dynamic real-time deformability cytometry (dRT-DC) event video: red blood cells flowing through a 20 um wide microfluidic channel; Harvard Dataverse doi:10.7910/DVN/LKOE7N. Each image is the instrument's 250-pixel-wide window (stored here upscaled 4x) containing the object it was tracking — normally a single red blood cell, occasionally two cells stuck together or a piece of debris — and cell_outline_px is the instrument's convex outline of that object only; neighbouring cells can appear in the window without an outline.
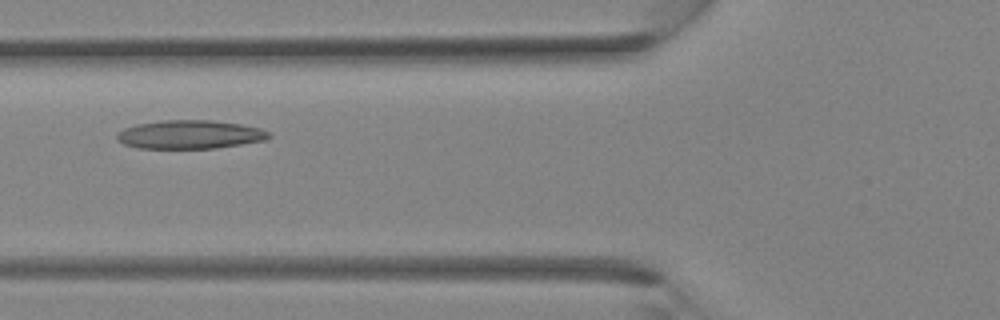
{"species": "Egyptian fruit bat (a non-hibernating species)", "species_latin": "Rousettus aegyptiacus", "temperature_condition": "room temperature", "stored_images_in_passage": 31, "camera_frame_rate_fps": 3000, "um_per_image_px": 0.085, "animal": {"sex": "female"}, "frame": {"image": 1, "passage_image": 10, "time_ms": 3.0, "image_size_px": [1000, 320], "cell_outline_px": [[272, 136], [264, 140], [216, 148], [136, 148], [124, 144], [116, 140], [116, 132], [124, 128], [136, 124], [160, 120], [212, 120], [240, 124], [260, 128], [268, 132]], "centroid_in_image_um": [16.08, 11.43], "position_along_channel_um": 109.7, "area_um2": 25.37}}
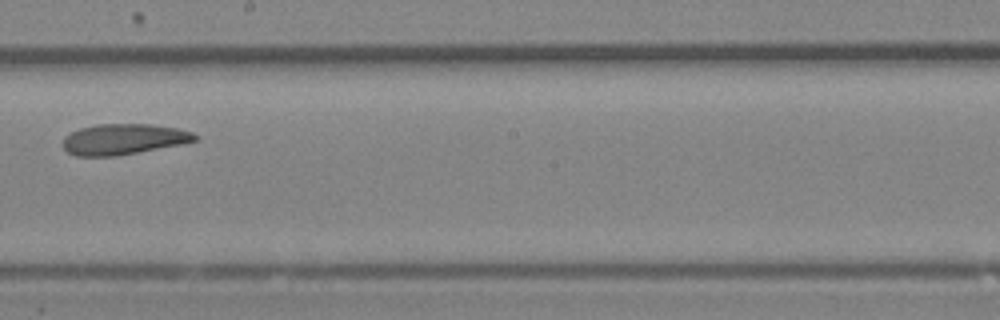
{"frame": {"image": 2, "passage_image": 17, "time_ms": 5.333, "image_size_px": [1000, 320], "cell_outline_px": [[200, 136], [196, 140], [180, 144], [116, 156], [76, 156], [68, 152], [64, 148], [64, 136], [80, 128], [96, 124], [152, 124], [180, 128], [192, 132]], "centroid_in_image_um": [10.52, 11.82], "position_along_channel_um": 237.7, "area_um2": 23.58}}
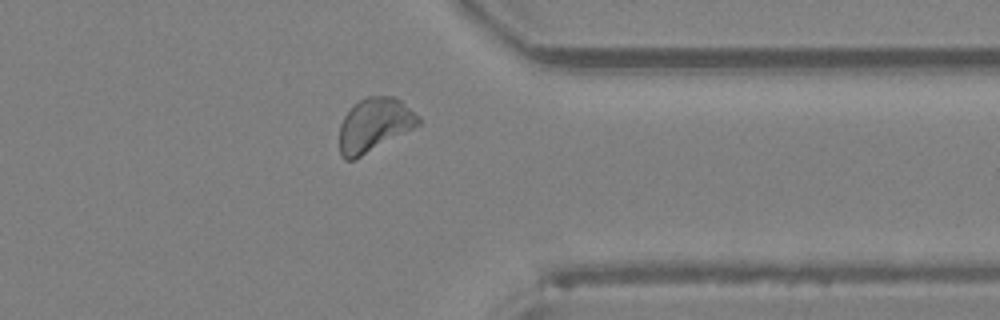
{"frame": {"image": 3, "passage_image": 25, "time_ms": 8.0, "image_size_px": [1000, 320], "cell_outline_px": [[420, 124], [356, 160], [344, 160], [340, 156], [340, 124], [344, 116], [352, 104], [368, 96], [392, 96], [400, 100], [420, 116]], "centroid_in_image_um": [31.79, 10.63], "position_along_channel_um": 379.6, "area_um2": 24.8}}